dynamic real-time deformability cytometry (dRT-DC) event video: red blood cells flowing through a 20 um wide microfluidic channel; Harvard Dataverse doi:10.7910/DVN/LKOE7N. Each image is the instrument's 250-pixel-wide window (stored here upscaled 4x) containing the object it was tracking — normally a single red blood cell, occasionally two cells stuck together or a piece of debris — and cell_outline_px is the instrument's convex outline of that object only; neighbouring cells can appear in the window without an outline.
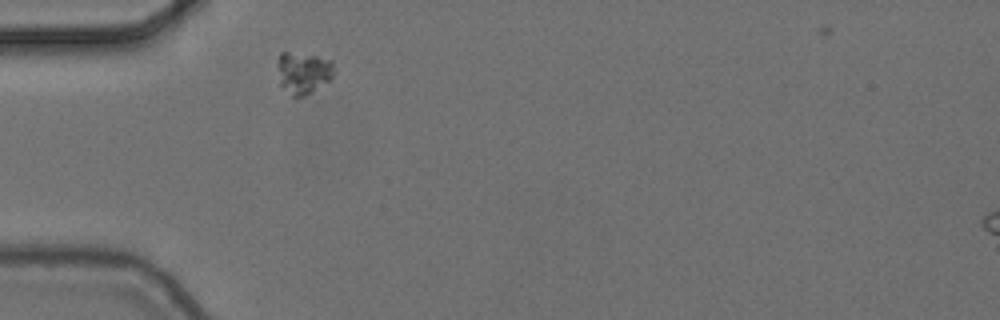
{"species": "common noctule bat (a hibernating species)", "species_latin": "Nyctalus noctula", "temperature_condition": "cold", "stored_images_in_passage": 2, "camera_frame_rate_fps": 3000, "um_per_image_px": 0.085, "animal": {"sex": "female", "body_mass_g": 24.6, "forearm_length_mm": 56.2}, "frame": {"image": 1, "passage_image": 1, "time_ms": 0.0, "image_size_px": [1000, 320], "cell_outline_px": [[332, 76], [328, 80], [304, 96], [292, 96], [280, 84], [280, 52], [288, 52], [316, 56], [332, 60]], "centroid_in_image_um": [25.79, 6.17], "position_along_channel_um": 59.2, "area_um2": 13.01}}